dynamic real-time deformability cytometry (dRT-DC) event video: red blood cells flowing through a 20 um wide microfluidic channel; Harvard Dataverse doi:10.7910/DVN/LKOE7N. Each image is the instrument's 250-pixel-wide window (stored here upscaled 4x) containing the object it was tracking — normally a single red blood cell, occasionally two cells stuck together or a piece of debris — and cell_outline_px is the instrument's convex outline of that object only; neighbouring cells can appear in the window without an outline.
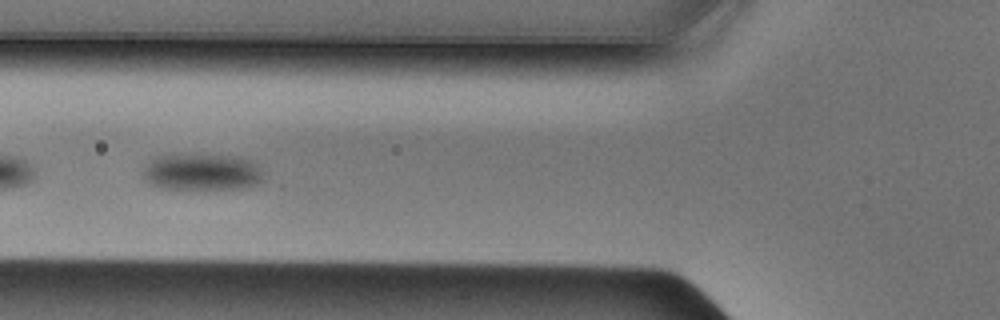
{"species": "Egyptian fruit bat (a non-hibernating species)", "species_latin": "Rousettus aegyptiacus", "temperature_condition": "cold", "stored_images_in_passage": 38, "segment_of_instrument_passage": [1, 2], "camera_frame_rate_fps": 3000, "um_per_image_px": 0.085, "animal": {"sex": "male"}, "frame": {"image": 1, "passage_image": 6, "time_ms": 1.667, "image_size_px": [1000, 320], "cell_outline_px": [[264, 180], [260, 184], [240, 188], [160, 188], [152, 184], [144, 176], [144, 168], [148, 160], [156, 156], [168, 152], [184, 152], [240, 156], [252, 160], [260, 164], [264, 172]], "centroid_in_image_um": [17.21, 14.54], "position_along_channel_um": 108.6, "area_um2": 26.93}}
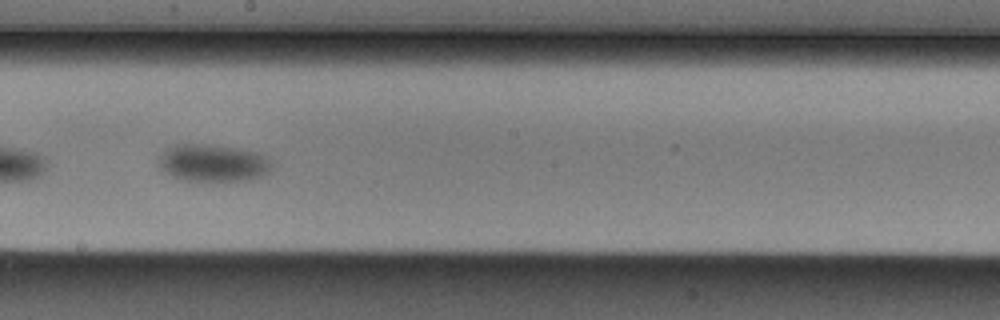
{"frame": {"image": 2, "passage_image": 15, "time_ms": 4.667, "image_size_px": [1000, 320], "cell_outline_px": [[272, 172], [248, 180], [180, 180], [172, 176], [160, 168], [156, 164], [156, 156], [168, 148], [176, 144], [212, 144], [236, 148], [256, 152], [272, 160]], "centroid_in_image_um": [18.07, 13.84], "position_along_channel_um": 230.1, "area_um2": 24.85}}
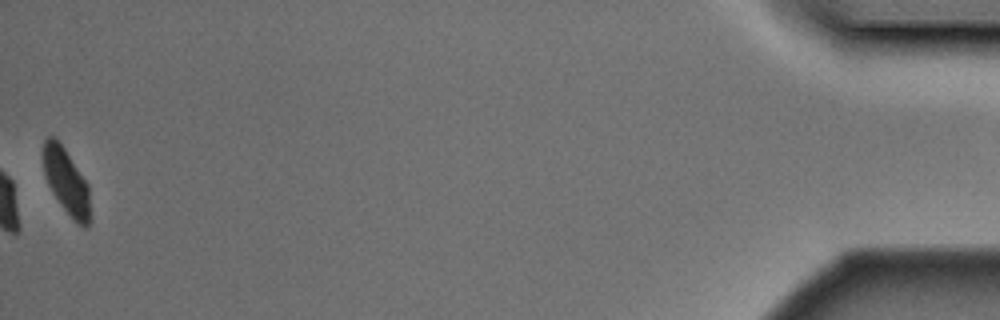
{"frame": {"image": 3, "passage_image": 37, "time_ms": 12.0, "image_size_px": [1000, 320], "cell_outline_px": [[88, 228], [84, 228], [76, 224], [72, 220], [60, 204], [52, 192], [48, 184], [44, 172], [44, 140], [48, 136], [52, 136], [64, 148], [88, 184]], "centroid_in_image_um": [5.63, 15.46], "position_along_channel_um": 429.6, "area_um2": 17.46}}